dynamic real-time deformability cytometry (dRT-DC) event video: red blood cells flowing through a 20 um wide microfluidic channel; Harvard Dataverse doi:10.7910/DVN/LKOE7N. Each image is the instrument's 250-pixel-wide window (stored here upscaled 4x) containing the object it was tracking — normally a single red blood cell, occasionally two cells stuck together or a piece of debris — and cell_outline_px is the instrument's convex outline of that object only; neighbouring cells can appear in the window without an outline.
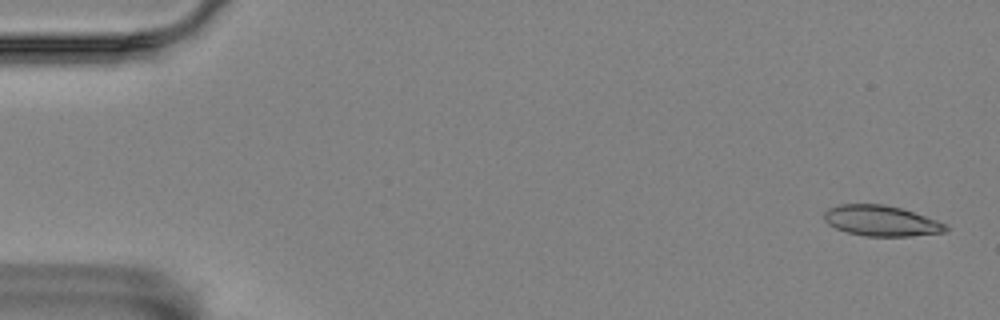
{"species": "Egyptian fruit bat (a non-hibernating species)", "species_latin": "Rousettus aegyptiacus", "temperature_condition": "room temperature", "stored_images_in_passage": 5, "camera_frame_rate_fps": 3000, "um_per_image_px": 0.085, "animal": {"sex": "female"}, "frame": {"image": 1, "passage_image": 1, "time_ms": 0.0, "image_size_px": [1000, 320], "cell_outline_px": [[948, 228], [944, 232], [912, 236], [864, 236], [848, 232], [836, 228], [828, 224], [824, 220], [824, 212], [828, 208], [840, 204], [884, 204], [900, 208], [948, 224]], "centroid_in_image_um": [74.88, 18.77], "position_along_channel_um": 10.1, "area_um2": 21.56}}